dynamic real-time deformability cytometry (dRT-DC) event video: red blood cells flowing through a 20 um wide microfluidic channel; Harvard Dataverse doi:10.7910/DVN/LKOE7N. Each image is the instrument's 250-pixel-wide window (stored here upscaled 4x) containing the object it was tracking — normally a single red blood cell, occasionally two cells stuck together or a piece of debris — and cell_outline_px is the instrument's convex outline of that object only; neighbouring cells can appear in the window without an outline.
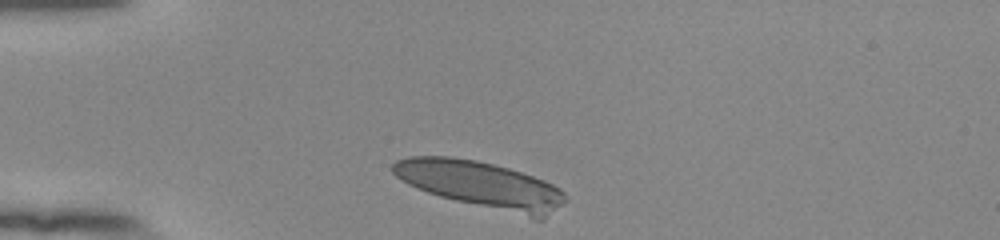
{"species": "human", "species_latin": "Homo sapiens", "temperature_condition": "room temperature", "stored_images_in_passage": 33, "camera_frame_rate_fps": 3000, "um_per_image_px": 0.085, "donor": {"sex": "female"}, "frame": {"image": 1, "passage_image": 1, "time_ms": 0.0, "image_size_px": [1000, 240], "cell_outline_px": [[568, 200], [544, 220], [532, 220], [440, 196], [428, 192], [408, 184], [396, 176], [392, 172], [392, 164], [396, 160], [408, 156], [452, 156], [476, 160], [508, 168], [544, 180], [560, 188], [568, 196]], "centroid_in_image_um": [40.95, 15.73], "position_along_channel_um": 44.0, "area_um2": 47.45}}
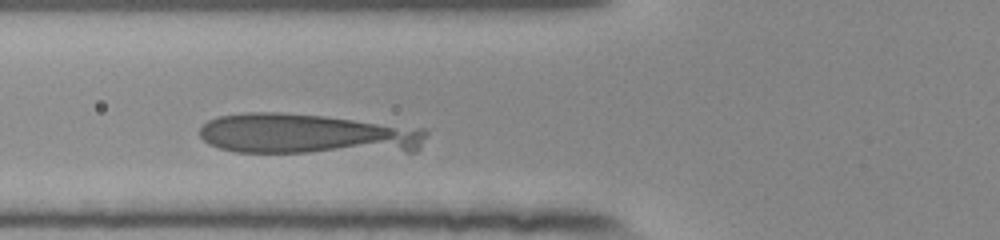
{"frame": {"image": 2, "passage_image": 8, "time_ms": 2.333, "image_size_px": [1000, 240], "cell_outline_px": [[428, 132], [420, 148], [416, 152], [236, 152], [220, 148], [208, 144], [200, 136], [200, 128], [208, 120], [216, 116], [244, 112], [280, 112], [324, 116], [424, 128]], "centroid_in_image_um": [26.14, 11.4], "position_along_channel_um": 99.7, "area_um2": 53.87}}